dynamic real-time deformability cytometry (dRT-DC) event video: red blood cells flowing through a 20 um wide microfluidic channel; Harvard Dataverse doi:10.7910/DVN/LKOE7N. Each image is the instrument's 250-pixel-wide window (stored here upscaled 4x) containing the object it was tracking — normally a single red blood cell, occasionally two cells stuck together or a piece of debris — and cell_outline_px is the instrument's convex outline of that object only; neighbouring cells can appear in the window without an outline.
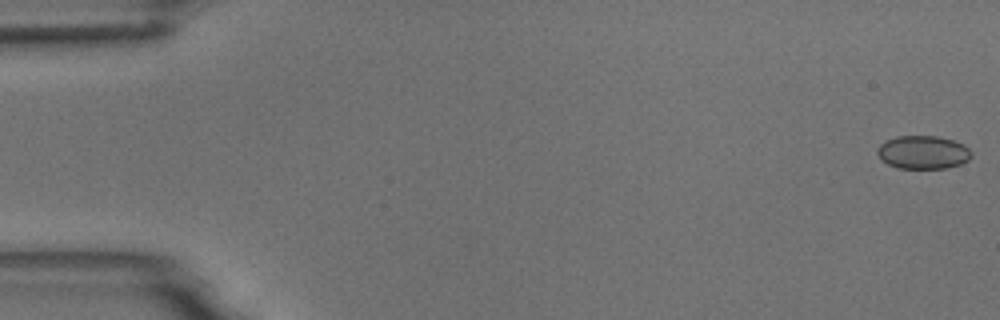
{"species": "common noctule bat (a hibernating species)", "species_latin": "Nyctalus noctula", "temperature_condition": "room temperature", "stored_images_in_passage": 9, "camera_frame_rate_fps": 3000, "um_per_image_px": 0.085, "animal": {"sex": "male", "body_mass_g": 18.8}, "frame": {"image": 1, "passage_image": 1, "time_ms": 0.0, "image_size_px": [1000, 320], "cell_outline_px": [[972, 156], [968, 160], [960, 164], [948, 168], [900, 168], [888, 164], [876, 152], [880, 144], [896, 136], [936, 136], [952, 140], [964, 144], [972, 152]], "centroid_in_image_um": [78.49, 12.94], "position_along_channel_um": 6.5, "area_um2": 18.09}}
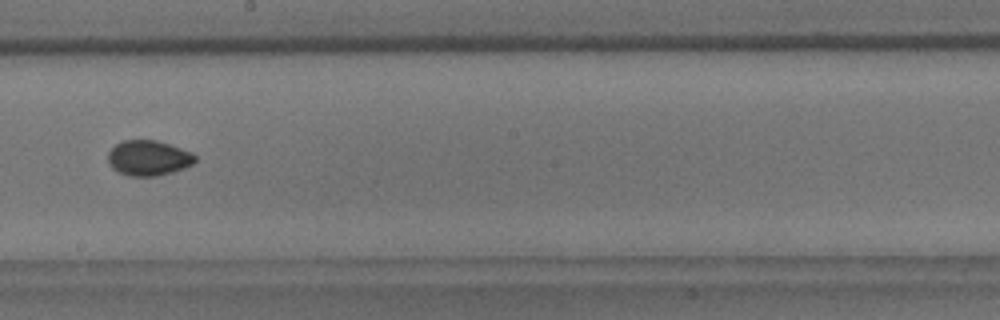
{"frame": {"image": 2, "passage_image": 9, "time_ms": 10.0, "image_size_px": [1000, 320], "cell_outline_px": [[196, 160], [192, 164], [184, 168], [172, 172], [156, 176], [128, 176], [112, 168], [108, 164], [108, 152], [120, 140], [156, 140], [192, 152], [196, 156]], "centroid_in_image_um": [12.6, 13.43], "position_along_channel_um": 235.6, "area_um2": 17.92}}